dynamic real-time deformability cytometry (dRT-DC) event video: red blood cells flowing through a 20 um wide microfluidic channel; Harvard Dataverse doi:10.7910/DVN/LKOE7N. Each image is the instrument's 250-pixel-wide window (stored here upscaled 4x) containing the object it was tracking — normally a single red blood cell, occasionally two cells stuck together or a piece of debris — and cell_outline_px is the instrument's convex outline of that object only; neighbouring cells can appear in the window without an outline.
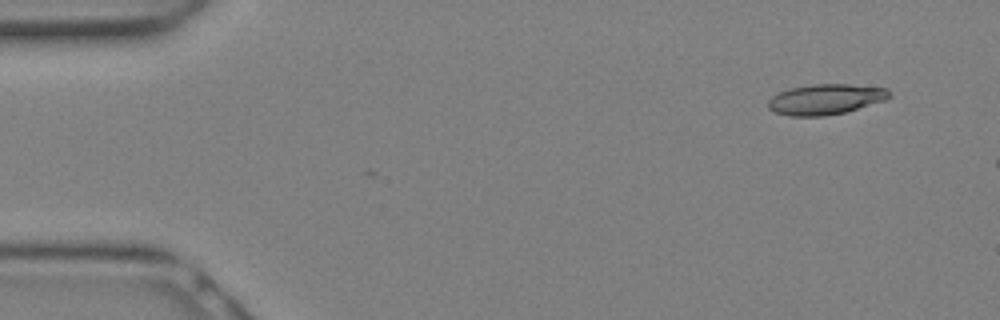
{"species": "Egyptian fruit bat (a non-hibernating species)", "species_latin": "Rousettus aegyptiacus", "temperature_condition": "warm", "stored_images_in_passage": 2, "camera_frame_rate_fps": 3000, "um_per_image_px": 0.085, "animal": {"sex": "female"}, "frame": {"image": 1, "passage_image": 1, "time_ms": 0.0, "image_size_px": [1000, 320], "cell_outline_px": [[892, 96], [884, 100], [844, 112], [824, 116], [788, 116], [776, 112], [768, 108], [768, 100], [772, 96], [780, 92], [792, 88], [812, 84], [848, 84], [888, 88]], "centroid_in_image_um": [70.17, 8.43], "position_along_channel_um": 14.8, "area_um2": 21.33}}